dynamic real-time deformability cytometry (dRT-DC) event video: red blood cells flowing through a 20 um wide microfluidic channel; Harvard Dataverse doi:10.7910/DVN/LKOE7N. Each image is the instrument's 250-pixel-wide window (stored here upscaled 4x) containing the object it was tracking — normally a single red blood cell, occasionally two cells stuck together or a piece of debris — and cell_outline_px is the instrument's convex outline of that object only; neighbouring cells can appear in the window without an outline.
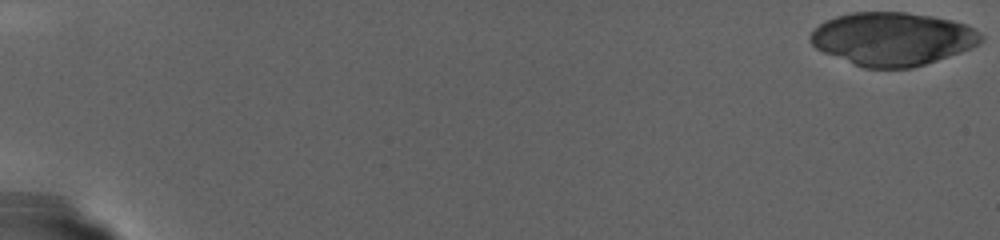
{"species": "human", "species_latin": "Homo sapiens", "temperature_condition": "warm", "stored_images_in_passage": 38, "camera_frame_rate_fps": 3000, "um_per_image_px": 0.085, "donor": {"sex": "female"}, "frame": {"image": 1, "passage_image": 1, "time_ms": 0.0, "image_size_px": [1000, 240], "cell_outline_px": [[984, 40], [960, 52], [912, 68], [864, 68], [824, 52], [816, 48], [808, 40], [808, 36], [820, 24], [836, 16], [852, 12], [904, 12], [932, 16], [952, 20], [964, 24], [980, 32], [984, 36]], "centroid_in_image_um": [75.85, 3.3], "position_along_channel_um": 9.2, "area_um2": 52.54}}
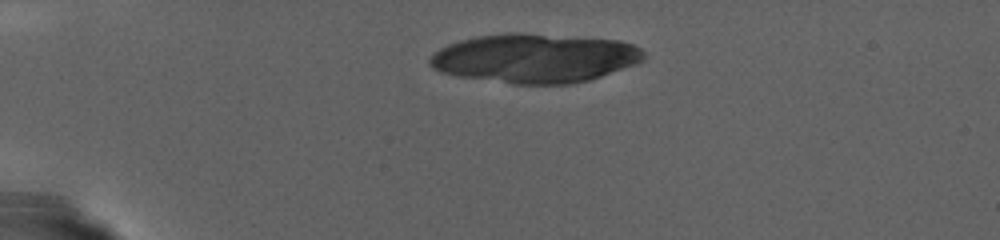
{"frame": {"image": 2, "passage_image": 25, "time_ms": 8.0, "image_size_px": [1000, 240], "cell_outline_px": [[644, 60], [600, 76], [588, 80], [568, 84], [516, 84], [460, 76], [440, 72], [432, 68], [428, 64], [428, 60], [432, 52], [448, 44], [460, 40], [476, 36], [508, 32], [520, 32], [620, 40], [632, 44], [640, 48], [644, 52]], "centroid_in_image_um": [45.4, 4.93], "position_along_channel_um": 39.6, "area_um2": 61.21}}